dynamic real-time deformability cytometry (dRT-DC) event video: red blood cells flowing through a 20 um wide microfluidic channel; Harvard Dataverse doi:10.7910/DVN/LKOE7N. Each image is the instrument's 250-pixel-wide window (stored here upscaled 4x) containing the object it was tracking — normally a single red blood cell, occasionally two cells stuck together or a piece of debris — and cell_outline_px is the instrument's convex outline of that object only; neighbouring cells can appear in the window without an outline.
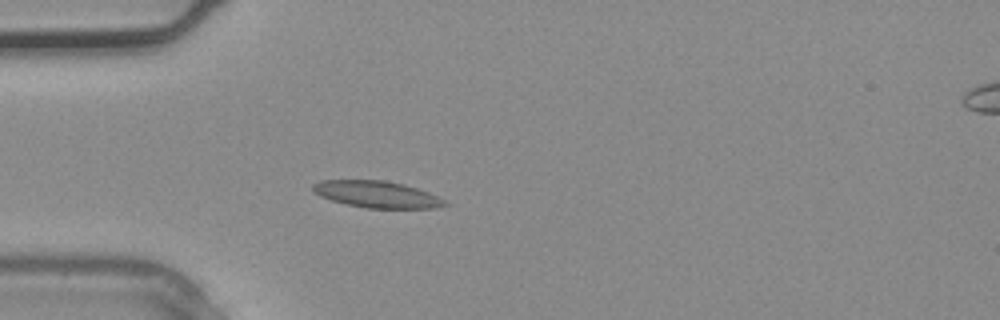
{"species": "common noctule bat (a hibernating species)", "species_latin": "Nyctalus noctula", "temperature_condition": "warm", "stored_images_in_passage": 3, "camera_frame_rate_fps": 3000, "um_per_image_px": 0.085, "animal": {"sex": "male", "body_mass_g": 20.4}, "frame": {"image": 1, "passage_image": 2, "time_ms": 0.333, "image_size_px": [1000, 320], "cell_outline_px": [[448, 204], [436, 208], [364, 208], [344, 204], [320, 196], [312, 192], [312, 184], [320, 180], [384, 180], [404, 184], [428, 192], [444, 200]], "centroid_in_image_um": [31.98, 16.52], "position_along_channel_um": 53.0, "area_um2": 20.58}}